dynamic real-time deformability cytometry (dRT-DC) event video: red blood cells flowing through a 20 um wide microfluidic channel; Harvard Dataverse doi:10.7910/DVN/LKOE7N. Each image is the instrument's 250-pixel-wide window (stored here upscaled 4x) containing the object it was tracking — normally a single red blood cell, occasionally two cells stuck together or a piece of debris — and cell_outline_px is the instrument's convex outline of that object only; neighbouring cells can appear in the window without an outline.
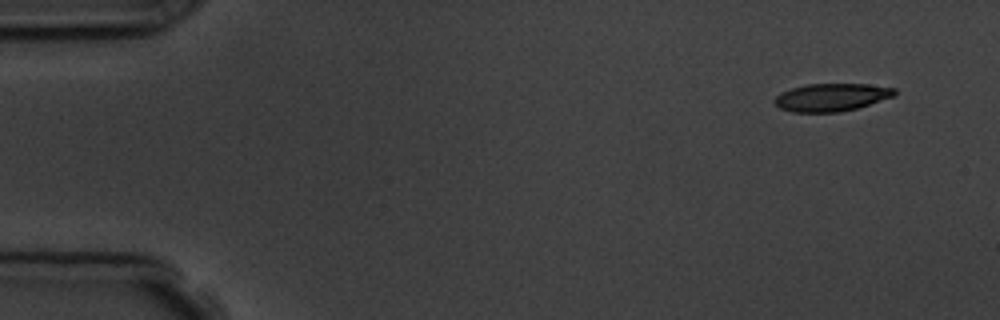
{"species": "common noctule bat (a hibernating species)", "species_latin": "Nyctalus noctula", "temperature_condition": "room temperature", "stored_images_in_passage": 4, "camera_frame_rate_fps": 3000, "um_per_image_px": 0.085, "animal": {"sex": "male", "body_mass_g": 19.5, "forearm_length_mm": 54.6}, "frame": {"image": 1, "passage_image": 1, "time_ms": 0.0, "image_size_px": [1000, 320], "cell_outline_px": [[896, 92], [892, 96], [856, 108], [840, 112], [792, 112], [780, 108], [772, 100], [780, 92], [792, 88], [808, 84], [868, 84], [896, 88]], "centroid_in_image_um": [70.63, 8.26], "position_along_channel_um": 14.4, "area_um2": 19.25}}